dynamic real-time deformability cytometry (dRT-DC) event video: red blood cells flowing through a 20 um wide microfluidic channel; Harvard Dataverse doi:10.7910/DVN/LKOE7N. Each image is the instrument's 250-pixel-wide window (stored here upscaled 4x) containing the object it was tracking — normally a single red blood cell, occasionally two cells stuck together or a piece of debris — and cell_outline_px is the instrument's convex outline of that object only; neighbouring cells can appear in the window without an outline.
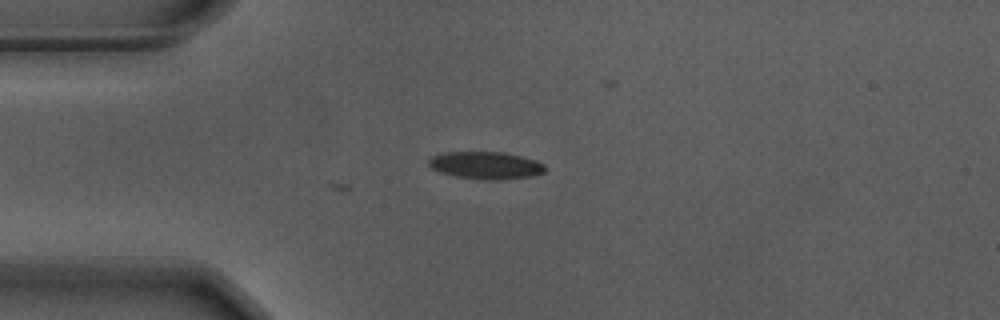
{"species": "Egyptian fruit bat (a non-hibernating species)", "species_latin": "Rousettus aegyptiacus", "temperature_condition": "warm", "stored_images_in_passage": 14, "camera_frame_rate_fps": 3000, "um_per_image_px": 0.085, "animal": {"sex": "male"}, "frame": {"image": 1, "passage_image": 14, "time_ms": 4.333, "image_size_px": [1000, 320], "cell_outline_px": [[548, 168], [544, 172], [536, 176], [500, 180], [488, 180], [456, 176], [440, 172], [432, 168], [428, 164], [428, 160], [432, 156], [444, 152], [504, 152], [536, 160], [544, 164]], "centroid_in_image_um": [41.34, 14.06], "position_along_channel_um": 43.7, "area_um2": 18.73}}